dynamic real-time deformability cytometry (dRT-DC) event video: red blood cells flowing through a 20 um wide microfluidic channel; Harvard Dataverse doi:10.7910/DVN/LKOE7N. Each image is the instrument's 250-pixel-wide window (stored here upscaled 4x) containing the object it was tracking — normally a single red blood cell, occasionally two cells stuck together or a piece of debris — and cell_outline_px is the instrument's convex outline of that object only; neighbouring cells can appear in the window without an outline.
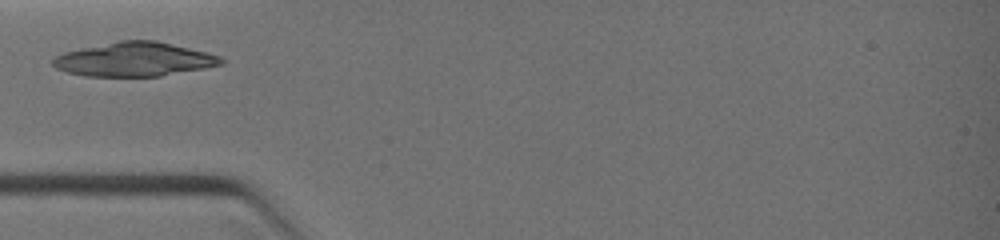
{"species": "common noctule bat (a hibernating species)", "species_latin": "Nyctalus noctula", "temperature_condition": "warm", "stored_images_in_passage": 1, "camera_frame_rate_fps": 3000, "um_per_image_px": 0.085, "animal": {"sex": "female", "body_mass_g": 19.0, "forearm_length_mm": 51.5}, "frame": {"image": 1, "passage_image": 1, "time_ms": 0.0, "image_size_px": [1000, 240], "cell_outline_px": [[224, 64], [204, 68], [160, 76], [88, 76], [68, 72], [56, 68], [52, 64], [52, 60], [56, 56], [64, 52], [120, 40], [156, 40], [208, 52], [220, 56], [224, 60]], "centroid_in_image_um": [11.46, 5.04], "position_along_channel_um": 73.5, "area_um2": 33.18}}